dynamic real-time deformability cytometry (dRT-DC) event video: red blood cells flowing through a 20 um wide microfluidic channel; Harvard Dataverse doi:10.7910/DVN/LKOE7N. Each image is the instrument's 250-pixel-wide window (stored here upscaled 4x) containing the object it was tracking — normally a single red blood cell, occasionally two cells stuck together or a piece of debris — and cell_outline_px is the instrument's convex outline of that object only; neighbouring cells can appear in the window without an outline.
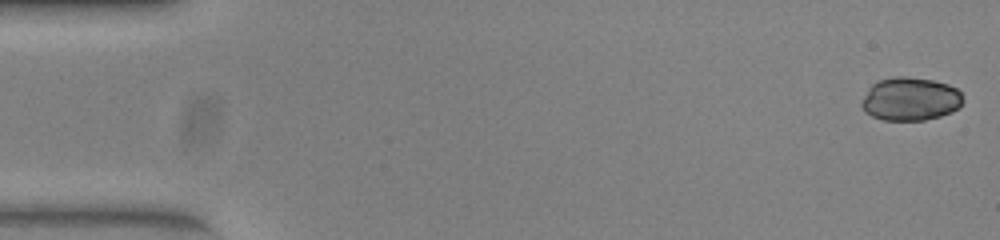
{"species": "common noctule bat (a hibernating species)", "species_latin": "Nyctalus noctula", "temperature_condition": "warm", "stored_images_in_passage": 51, "camera_frame_rate_fps": 3000, "um_per_image_px": 0.085, "animal": {"sex": "female", "body_mass_g": 23.0, "forearm_length_mm": 53.4}, "frame": {"image": 1, "passage_image": 1, "time_ms": 0.0, "image_size_px": [1000, 240], "cell_outline_px": [[964, 100], [960, 108], [952, 112], [940, 116], [924, 120], [884, 120], [872, 116], [864, 112], [860, 104], [860, 100], [868, 88], [872, 84], [880, 80], [892, 76], [908, 76], [932, 80], [948, 84], [956, 88], [960, 92]], "centroid_in_image_um": [77.36, 8.41], "position_along_channel_um": 7.6, "area_um2": 25.95}}
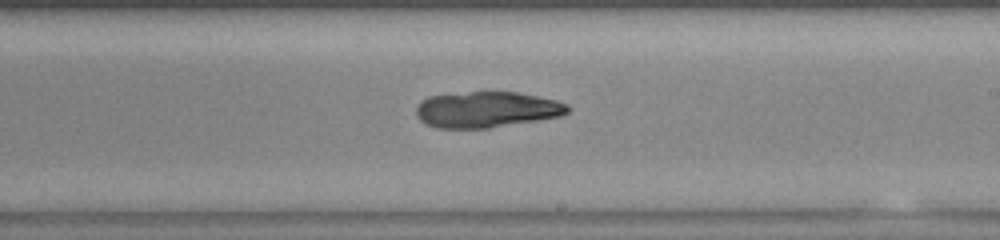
{"frame": {"image": 2, "passage_image": 30, "time_ms": 9.667, "image_size_px": [1000, 240], "cell_outline_px": [[568, 112], [560, 116], [488, 128], [436, 128], [420, 120], [416, 116], [416, 104], [420, 100], [428, 96], [468, 92], [516, 92], [556, 100], [568, 104]], "centroid_in_image_um": [41.31, 9.31], "position_along_channel_um": 247.7, "area_um2": 31.62}}
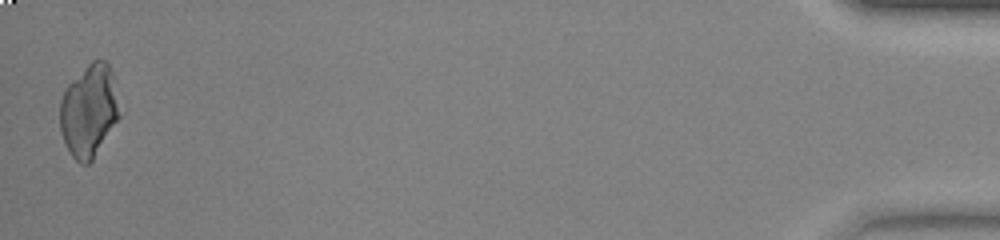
{"frame": {"image": 3, "passage_image": 51, "time_ms": 16.667, "image_size_px": [1000, 240], "cell_outline_px": [[124, 112], [92, 160], [88, 164], [80, 164], [72, 156], [60, 132], [60, 100], [68, 84], [92, 60], [104, 60], [108, 64], [112, 72]], "centroid_in_image_um": [7.62, 9.41], "position_along_channel_um": 427.6, "area_um2": 32.6}}